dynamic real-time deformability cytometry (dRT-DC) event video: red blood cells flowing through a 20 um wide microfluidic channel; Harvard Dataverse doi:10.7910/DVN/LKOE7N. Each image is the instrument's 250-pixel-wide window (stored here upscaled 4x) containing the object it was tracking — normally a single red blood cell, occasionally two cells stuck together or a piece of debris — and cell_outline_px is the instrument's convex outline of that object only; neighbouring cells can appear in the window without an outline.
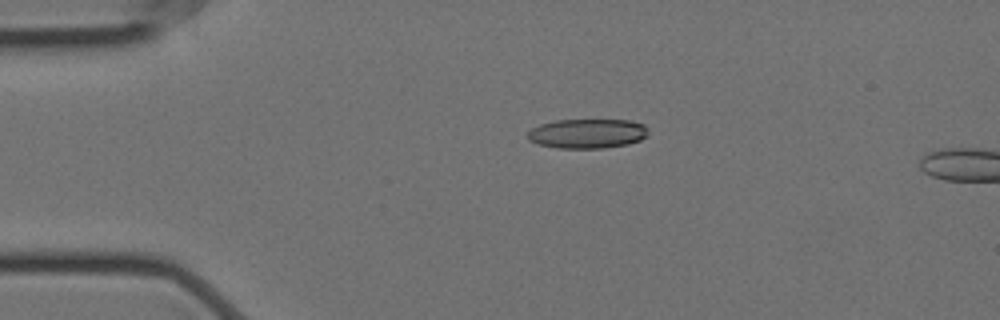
{"species": "Egyptian fruit bat (a non-hibernating species)", "species_latin": "Rousettus aegyptiacus", "temperature_condition": "cold", "stored_images_in_passage": 15, "camera_frame_rate_fps": 3000, "um_per_image_px": 0.085, "animal": {"sex": "female"}, "frame": {"image": 1, "passage_image": 9, "time_ms": 2.667, "image_size_px": [1000, 320], "cell_outline_px": [[648, 132], [640, 140], [628, 144], [604, 148], [556, 148], [540, 144], [528, 140], [528, 132], [532, 128], [540, 124], [556, 120], [632, 120], [644, 124], [648, 128]], "centroid_in_image_um": [49.94, 11.35], "position_along_channel_um": 35.1, "area_um2": 20.75}}